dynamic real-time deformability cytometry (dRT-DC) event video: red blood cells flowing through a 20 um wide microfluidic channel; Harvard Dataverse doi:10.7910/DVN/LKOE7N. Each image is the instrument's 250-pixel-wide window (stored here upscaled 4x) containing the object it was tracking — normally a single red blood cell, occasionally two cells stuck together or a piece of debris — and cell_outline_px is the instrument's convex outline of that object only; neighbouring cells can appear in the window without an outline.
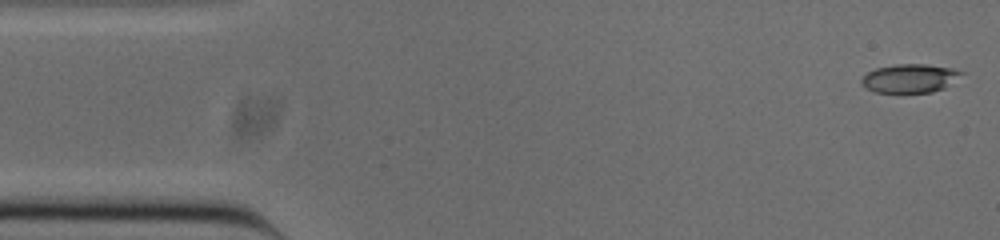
{"species": "common noctule bat (a hibernating species)", "species_latin": "Nyctalus noctula", "temperature_condition": "cold", "stored_images_in_passage": 51, "camera_frame_rate_fps": 3000, "um_per_image_px": 0.085, "animal": {"sex": "male", "body_mass_g": 20.0, "forearm_length_mm": 53.3}, "frame": {"image": 1, "passage_image": 1, "time_ms": 0.0, "image_size_px": [1000, 240], "cell_outline_px": [[964, 72], [944, 88], [932, 92], [876, 92], [864, 88], [860, 84], [860, 80], [868, 72], [876, 68], [896, 64], [924, 64], [952, 68]], "centroid_in_image_um": [77.28, 6.66], "position_along_channel_um": 7.7, "area_um2": 16.53}}
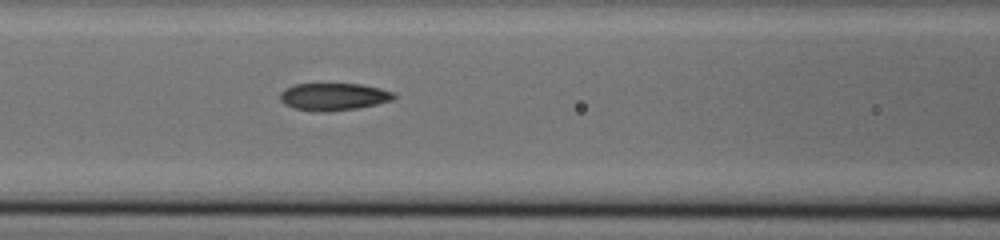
{"frame": {"image": 2, "passage_image": 20, "time_ms": 6.333, "image_size_px": [1000, 240], "cell_outline_px": [[396, 96], [392, 100], [376, 104], [356, 108], [328, 112], [320, 112], [296, 108], [284, 104], [280, 100], [280, 92], [284, 88], [296, 84], [360, 84], [380, 88], [392, 92]], "centroid_in_image_um": [28.33, 8.22], "position_along_channel_um": 138.3, "area_um2": 18.03}}
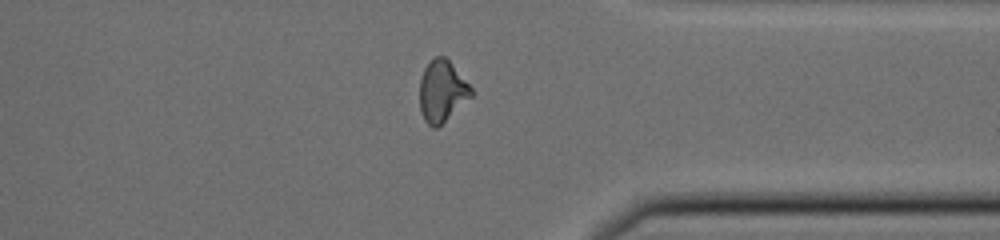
{"frame": {"image": 3, "passage_image": 39, "time_ms": 12.667, "image_size_px": [1000, 240], "cell_outline_px": [[472, 96], [436, 128], [432, 128], [424, 120], [420, 112], [420, 80], [424, 68], [436, 56], [444, 56], [452, 64], [472, 88]], "centroid_in_image_um": [37.55, 7.76], "position_along_channel_um": 373.8, "area_um2": 18.15}, "authors_computed_cell_mechanics": {"area_um2": 18.3226, "velocity_mm_per_s": 3.8663, "shape_relaxation_time_tau1_ms": 8.5761, "shape_relaxation_time_tau2_ms": 1.9812, "deformation_change_tau1": 0.1985, "deformation_change_tau2": 0.0858}}